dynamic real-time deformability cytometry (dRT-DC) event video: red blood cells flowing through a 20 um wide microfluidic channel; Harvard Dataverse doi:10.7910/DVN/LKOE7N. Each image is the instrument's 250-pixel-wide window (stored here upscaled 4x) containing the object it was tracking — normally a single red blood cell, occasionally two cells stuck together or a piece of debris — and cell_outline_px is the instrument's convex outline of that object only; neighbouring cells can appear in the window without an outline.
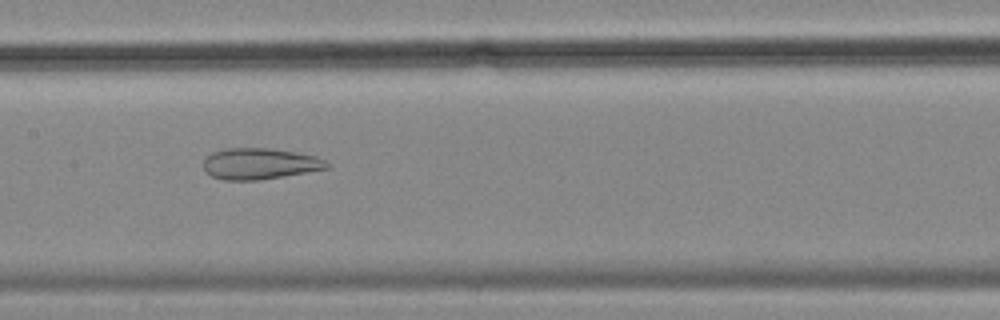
{"species": "common noctule bat (a hibernating species)", "species_latin": "Nyctalus noctula", "temperature_condition": "cold", "stored_images_in_passage": 56, "camera_frame_rate_fps": 3000, "um_per_image_px": 0.085, "animal": {"sex": "female", "body_mass_g": 18.4}, "frame": {"image": 1, "passage_image": 27, "time_ms": 8.667, "image_size_px": [1000, 320], "cell_outline_px": [[332, 164], [328, 168], [284, 176], [256, 180], [224, 180], [212, 176], [204, 172], [204, 160], [212, 152], [228, 148], [272, 148], [296, 152], [316, 156]], "centroid_in_image_um": [22.08, 13.91], "position_along_channel_um": 185.3, "area_um2": 22.43}}
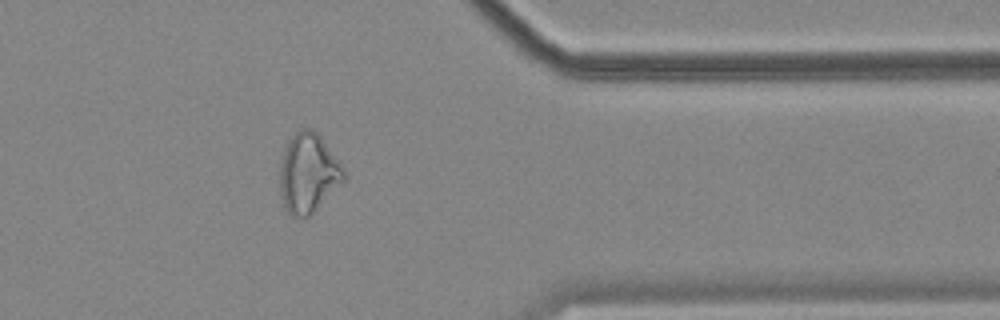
{"frame": {"image": 2, "passage_image": 45, "time_ms": 14.667, "image_size_px": [1000, 320], "cell_outline_px": [[344, 180], [308, 216], [292, 216], [284, 208], [280, 188], [280, 164], [284, 148], [288, 140], [300, 128], [312, 128], [320, 136], [344, 168]], "centroid_in_image_um": [26.17, 14.68], "position_along_channel_um": 385.2, "area_um2": 29.07}}
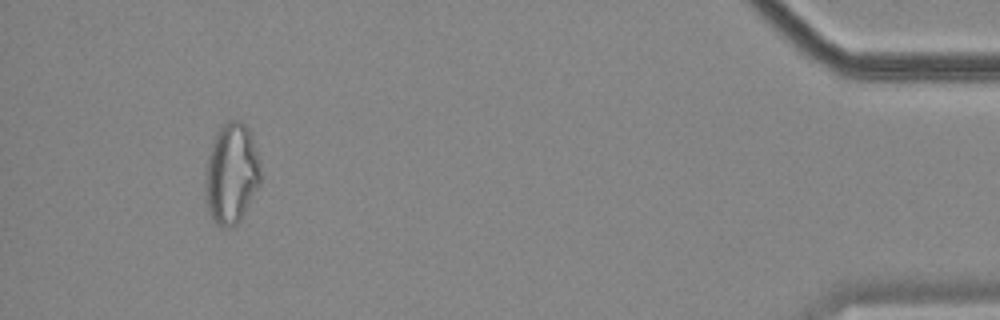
{"frame": {"image": 3, "passage_image": 52, "time_ms": 17.0, "image_size_px": [1000, 320], "cell_outline_px": [[260, 184], [240, 220], [236, 224], [228, 228], [216, 224], [212, 220], [208, 208], [204, 192], [204, 176], [208, 156], [216, 132], [228, 120], [240, 120], [252, 132], [260, 156]], "centroid_in_image_um": [19.68, 14.73], "position_along_channel_um": 415.5, "area_um2": 32.95}, "authors_computed_cell_mechanics": {"area_um2": 29.8537, "velocity_mm_per_s": 3.5602, "shape_relaxation_time_tau1_ms": null, "shape_relaxation_time_tau2_ms": 3.396, "deformation_change_tau1": null, "deformation_change_tau2": 0.1255}}